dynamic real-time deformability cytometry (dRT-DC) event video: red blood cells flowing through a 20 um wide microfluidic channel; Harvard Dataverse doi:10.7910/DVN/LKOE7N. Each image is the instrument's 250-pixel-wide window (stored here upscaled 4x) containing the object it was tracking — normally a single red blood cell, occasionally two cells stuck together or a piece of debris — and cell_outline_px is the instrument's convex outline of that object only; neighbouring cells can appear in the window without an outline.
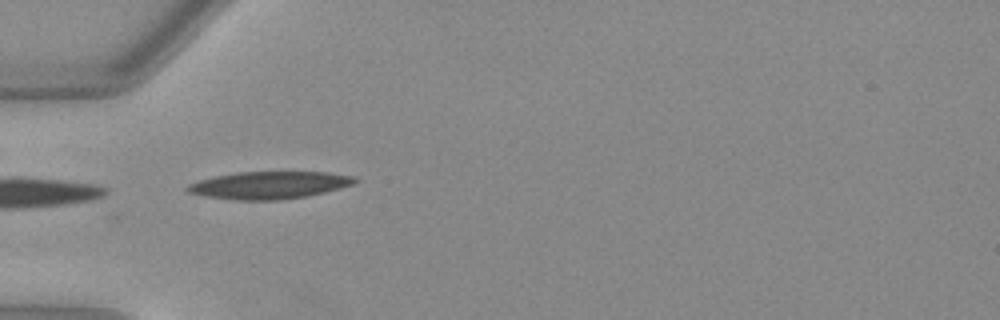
{"species": "Egyptian fruit bat (a non-hibernating species)", "species_latin": "Rousettus aegyptiacus", "temperature_condition": "warm", "stored_images_in_passage": 6, "camera_frame_rate_fps": 3000, "um_per_image_px": 0.085, "animal": {"sex": "female"}, "frame": {"image": 1, "passage_image": 1, "time_ms": 0.0, "image_size_px": [1000, 320], "cell_outline_px": [[360, 180], [352, 184], [340, 188], [324, 192], [304, 196], [276, 200], [236, 200], [208, 196], [188, 192], [184, 188], [188, 184], [200, 180], [216, 176], [236, 172], [328, 172], [356, 176]], "centroid_in_image_um": [22.91, 15.72], "position_along_channel_um": 62.1, "area_um2": 26.53}}